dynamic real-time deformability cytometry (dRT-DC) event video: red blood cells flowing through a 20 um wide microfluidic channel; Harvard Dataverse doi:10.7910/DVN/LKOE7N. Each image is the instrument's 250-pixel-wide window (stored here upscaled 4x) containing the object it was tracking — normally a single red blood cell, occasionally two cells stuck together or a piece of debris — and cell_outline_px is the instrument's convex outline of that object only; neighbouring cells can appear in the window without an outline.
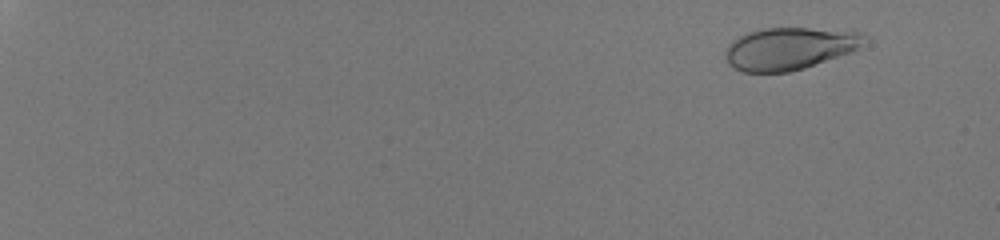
{"species": "human", "species_latin": "Homo sapiens", "temperature_condition": "room temperature", "stored_images_in_passage": 1, "camera_frame_rate_fps": 3000, "um_per_image_px": 0.085, "donor": {"sex": "male"}, "frame": {"image": 1, "passage_image": 1, "time_ms": 0.0, "image_size_px": [1000, 240], "cell_outline_px": [[836, 36], [832, 52], [828, 56], [812, 64], [800, 68], [780, 72], [752, 72], [740, 68], [732, 48], [740, 40], [748, 36], [760, 32], [780, 28], [796, 28], [820, 32]], "centroid_in_image_um": [66.52, 4.23], "position_along_channel_um": 18.5, "area_um2": 25.2}}